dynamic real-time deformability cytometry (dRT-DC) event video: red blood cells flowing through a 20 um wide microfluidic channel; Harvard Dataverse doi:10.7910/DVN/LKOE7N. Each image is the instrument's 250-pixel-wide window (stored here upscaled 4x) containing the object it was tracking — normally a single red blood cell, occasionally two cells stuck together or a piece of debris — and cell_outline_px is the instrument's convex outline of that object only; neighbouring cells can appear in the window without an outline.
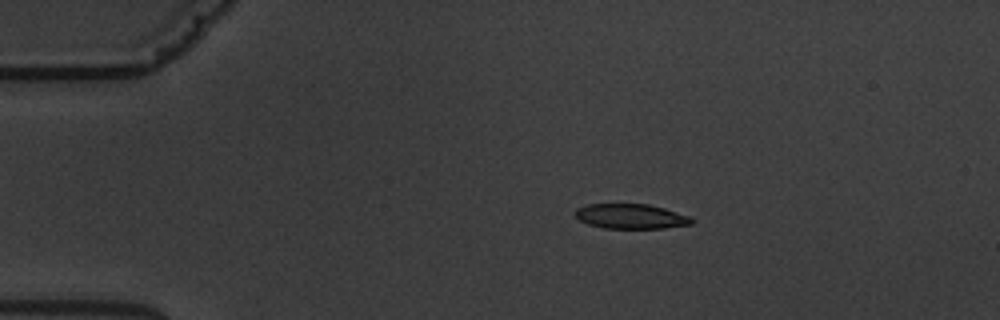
{"species": "common noctule bat (a hibernating species)", "species_latin": "Nyctalus noctula", "temperature_condition": "warm", "stored_images_in_passage": 6, "camera_frame_rate_fps": 3000, "um_per_image_px": 0.085, "animal": {"sex": "male", "body_mass_g": 19.5, "forearm_length_mm": 54.6}, "frame": {"image": 1, "passage_image": 3, "time_ms": 3.333, "image_size_px": [1000, 320], "cell_outline_px": [[696, 220], [692, 224], [664, 228], [604, 228], [588, 224], [580, 220], [572, 212], [576, 208], [588, 204], [648, 204], [664, 208], [692, 216]], "centroid_in_image_um": [53.65, 18.38], "position_along_channel_um": 31.3, "area_um2": 17.05}}
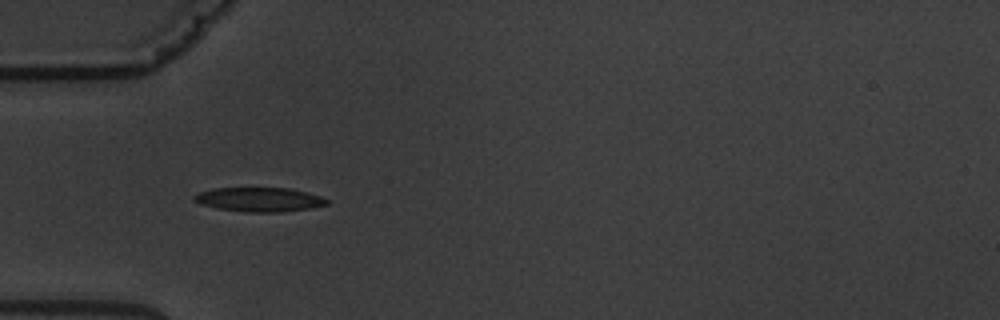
{"frame": {"image": 2, "passage_image": 5, "time_ms": 5.667, "image_size_px": [1000, 320], "cell_outline_px": [[328, 204], [312, 208], [280, 212], [248, 212], [216, 208], [200, 204], [192, 200], [192, 196], [200, 192], [212, 188], [288, 188], [320, 196], [328, 200]], "centroid_in_image_um": [22.0, 16.96], "position_along_channel_um": 63.0, "area_um2": 18.67}}